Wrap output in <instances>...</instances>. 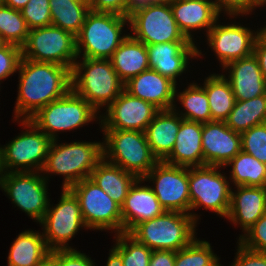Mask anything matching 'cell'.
<instances>
[{"label":"cell","mask_w":266,"mask_h":266,"mask_svg":"<svg viewBox=\"0 0 266 266\" xmlns=\"http://www.w3.org/2000/svg\"><path fill=\"white\" fill-rule=\"evenodd\" d=\"M19 86L14 118L27 120L71 90V70L55 63L20 59Z\"/></svg>","instance_id":"1"},{"label":"cell","mask_w":266,"mask_h":266,"mask_svg":"<svg viewBox=\"0 0 266 266\" xmlns=\"http://www.w3.org/2000/svg\"><path fill=\"white\" fill-rule=\"evenodd\" d=\"M71 69V90L97 111L106 108L122 93L124 83L110 59L82 58ZM84 71V72H83Z\"/></svg>","instance_id":"2"},{"label":"cell","mask_w":266,"mask_h":266,"mask_svg":"<svg viewBox=\"0 0 266 266\" xmlns=\"http://www.w3.org/2000/svg\"><path fill=\"white\" fill-rule=\"evenodd\" d=\"M57 143V139L52 141L41 172L63 175L64 189L89 178L103 159V142Z\"/></svg>","instance_id":"3"},{"label":"cell","mask_w":266,"mask_h":266,"mask_svg":"<svg viewBox=\"0 0 266 266\" xmlns=\"http://www.w3.org/2000/svg\"><path fill=\"white\" fill-rule=\"evenodd\" d=\"M196 224L190 214L165 211L161 216L136 225L129 234L151 250L177 252L196 238Z\"/></svg>","instance_id":"4"},{"label":"cell","mask_w":266,"mask_h":266,"mask_svg":"<svg viewBox=\"0 0 266 266\" xmlns=\"http://www.w3.org/2000/svg\"><path fill=\"white\" fill-rule=\"evenodd\" d=\"M127 22V16L90 10L76 36L77 57L83 55V58L110 59L128 35L121 36Z\"/></svg>","instance_id":"5"},{"label":"cell","mask_w":266,"mask_h":266,"mask_svg":"<svg viewBox=\"0 0 266 266\" xmlns=\"http://www.w3.org/2000/svg\"><path fill=\"white\" fill-rule=\"evenodd\" d=\"M102 131L103 158L137 178H143L159 162L151 151L145 132L118 129Z\"/></svg>","instance_id":"6"},{"label":"cell","mask_w":266,"mask_h":266,"mask_svg":"<svg viewBox=\"0 0 266 266\" xmlns=\"http://www.w3.org/2000/svg\"><path fill=\"white\" fill-rule=\"evenodd\" d=\"M20 122L24 128L27 127L26 130L6 146L0 147L2 173L39 171L41 173L53 140L30 120L21 119Z\"/></svg>","instance_id":"7"},{"label":"cell","mask_w":266,"mask_h":266,"mask_svg":"<svg viewBox=\"0 0 266 266\" xmlns=\"http://www.w3.org/2000/svg\"><path fill=\"white\" fill-rule=\"evenodd\" d=\"M91 104L70 90L64 97L50 102L39 109L30 120L38 129L52 140L57 139V132L70 131L83 127L99 117Z\"/></svg>","instance_id":"8"},{"label":"cell","mask_w":266,"mask_h":266,"mask_svg":"<svg viewBox=\"0 0 266 266\" xmlns=\"http://www.w3.org/2000/svg\"><path fill=\"white\" fill-rule=\"evenodd\" d=\"M22 58L55 63L72 69L77 60L76 37L60 27L49 25L29 30L21 47Z\"/></svg>","instance_id":"9"},{"label":"cell","mask_w":266,"mask_h":266,"mask_svg":"<svg viewBox=\"0 0 266 266\" xmlns=\"http://www.w3.org/2000/svg\"><path fill=\"white\" fill-rule=\"evenodd\" d=\"M131 35L145 45L164 42H190L173 15L170 3L147 4L132 11L129 16Z\"/></svg>","instance_id":"10"},{"label":"cell","mask_w":266,"mask_h":266,"mask_svg":"<svg viewBox=\"0 0 266 266\" xmlns=\"http://www.w3.org/2000/svg\"><path fill=\"white\" fill-rule=\"evenodd\" d=\"M69 189L79 201L87 229L123 232L121 207L94 181L85 178Z\"/></svg>","instance_id":"11"},{"label":"cell","mask_w":266,"mask_h":266,"mask_svg":"<svg viewBox=\"0 0 266 266\" xmlns=\"http://www.w3.org/2000/svg\"><path fill=\"white\" fill-rule=\"evenodd\" d=\"M47 247L52 250L72 249L68 241L80 230L86 228L77 197L69 189H62L60 201L51 207L50 203L43 219L39 222Z\"/></svg>","instance_id":"12"},{"label":"cell","mask_w":266,"mask_h":266,"mask_svg":"<svg viewBox=\"0 0 266 266\" xmlns=\"http://www.w3.org/2000/svg\"><path fill=\"white\" fill-rule=\"evenodd\" d=\"M220 166H201L188 168V183L191 210L203 206L226 218L231 197L230 182L223 175Z\"/></svg>","instance_id":"13"},{"label":"cell","mask_w":266,"mask_h":266,"mask_svg":"<svg viewBox=\"0 0 266 266\" xmlns=\"http://www.w3.org/2000/svg\"><path fill=\"white\" fill-rule=\"evenodd\" d=\"M39 172L2 173L0 188L27 215L40 222L49 206L47 183L49 176ZM48 177V178H47ZM49 199V200H48Z\"/></svg>","instance_id":"14"},{"label":"cell","mask_w":266,"mask_h":266,"mask_svg":"<svg viewBox=\"0 0 266 266\" xmlns=\"http://www.w3.org/2000/svg\"><path fill=\"white\" fill-rule=\"evenodd\" d=\"M153 181L151 187L160 205L166 211H178L190 214L197 222L199 218L191 213V201L188 183V167L170 165L159 161L144 177L143 182Z\"/></svg>","instance_id":"15"},{"label":"cell","mask_w":266,"mask_h":266,"mask_svg":"<svg viewBox=\"0 0 266 266\" xmlns=\"http://www.w3.org/2000/svg\"><path fill=\"white\" fill-rule=\"evenodd\" d=\"M106 110V115L99 117L102 129L142 132H145L149 123L160 111L153 104L132 96L125 89Z\"/></svg>","instance_id":"16"},{"label":"cell","mask_w":266,"mask_h":266,"mask_svg":"<svg viewBox=\"0 0 266 266\" xmlns=\"http://www.w3.org/2000/svg\"><path fill=\"white\" fill-rule=\"evenodd\" d=\"M206 34L209 46L223 67L253 54L257 40V31L253 33L250 28L236 24L220 25L217 21Z\"/></svg>","instance_id":"17"},{"label":"cell","mask_w":266,"mask_h":266,"mask_svg":"<svg viewBox=\"0 0 266 266\" xmlns=\"http://www.w3.org/2000/svg\"><path fill=\"white\" fill-rule=\"evenodd\" d=\"M204 166L225 167L241 150V135L229 128L225 121L202 124Z\"/></svg>","instance_id":"18"},{"label":"cell","mask_w":266,"mask_h":266,"mask_svg":"<svg viewBox=\"0 0 266 266\" xmlns=\"http://www.w3.org/2000/svg\"><path fill=\"white\" fill-rule=\"evenodd\" d=\"M146 49L149 69L156 70L175 84L176 78L186 70L189 58L202 55L194 42H164L146 45Z\"/></svg>","instance_id":"19"},{"label":"cell","mask_w":266,"mask_h":266,"mask_svg":"<svg viewBox=\"0 0 266 266\" xmlns=\"http://www.w3.org/2000/svg\"><path fill=\"white\" fill-rule=\"evenodd\" d=\"M177 84L153 69L141 72L124 84L132 96L153 104L159 110L176 108L175 89Z\"/></svg>","instance_id":"20"},{"label":"cell","mask_w":266,"mask_h":266,"mask_svg":"<svg viewBox=\"0 0 266 266\" xmlns=\"http://www.w3.org/2000/svg\"><path fill=\"white\" fill-rule=\"evenodd\" d=\"M142 181L143 178L136 179L121 206L123 232L129 233L141 222L161 216L166 211L151 186H142Z\"/></svg>","instance_id":"21"},{"label":"cell","mask_w":266,"mask_h":266,"mask_svg":"<svg viewBox=\"0 0 266 266\" xmlns=\"http://www.w3.org/2000/svg\"><path fill=\"white\" fill-rule=\"evenodd\" d=\"M228 82L237 101H245L266 93V83L254 54L228 63Z\"/></svg>","instance_id":"22"},{"label":"cell","mask_w":266,"mask_h":266,"mask_svg":"<svg viewBox=\"0 0 266 266\" xmlns=\"http://www.w3.org/2000/svg\"><path fill=\"white\" fill-rule=\"evenodd\" d=\"M231 190L227 219L239 224L244 234L266 213V187L236 186Z\"/></svg>","instance_id":"23"},{"label":"cell","mask_w":266,"mask_h":266,"mask_svg":"<svg viewBox=\"0 0 266 266\" xmlns=\"http://www.w3.org/2000/svg\"><path fill=\"white\" fill-rule=\"evenodd\" d=\"M170 5L179 29L190 42H195L192 30L208 33L220 17L212 0H172Z\"/></svg>","instance_id":"24"},{"label":"cell","mask_w":266,"mask_h":266,"mask_svg":"<svg viewBox=\"0 0 266 266\" xmlns=\"http://www.w3.org/2000/svg\"><path fill=\"white\" fill-rule=\"evenodd\" d=\"M182 167L204 166L202 123L182 120L171 153L163 160Z\"/></svg>","instance_id":"25"},{"label":"cell","mask_w":266,"mask_h":266,"mask_svg":"<svg viewBox=\"0 0 266 266\" xmlns=\"http://www.w3.org/2000/svg\"><path fill=\"white\" fill-rule=\"evenodd\" d=\"M183 118L173 107L160 110L145 130L147 142L158 161H163L172 151Z\"/></svg>","instance_id":"26"},{"label":"cell","mask_w":266,"mask_h":266,"mask_svg":"<svg viewBox=\"0 0 266 266\" xmlns=\"http://www.w3.org/2000/svg\"><path fill=\"white\" fill-rule=\"evenodd\" d=\"M120 80L125 84L131 78L149 69L146 45L128 34L110 58Z\"/></svg>","instance_id":"27"},{"label":"cell","mask_w":266,"mask_h":266,"mask_svg":"<svg viewBox=\"0 0 266 266\" xmlns=\"http://www.w3.org/2000/svg\"><path fill=\"white\" fill-rule=\"evenodd\" d=\"M51 250L41 233L21 232L11 245L8 266H42L50 258Z\"/></svg>","instance_id":"28"},{"label":"cell","mask_w":266,"mask_h":266,"mask_svg":"<svg viewBox=\"0 0 266 266\" xmlns=\"http://www.w3.org/2000/svg\"><path fill=\"white\" fill-rule=\"evenodd\" d=\"M120 207L137 177L104 158L98 163L89 177Z\"/></svg>","instance_id":"29"},{"label":"cell","mask_w":266,"mask_h":266,"mask_svg":"<svg viewBox=\"0 0 266 266\" xmlns=\"http://www.w3.org/2000/svg\"><path fill=\"white\" fill-rule=\"evenodd\" d=\"M211 74L204 81L212 121H225L233 109L236 99L227 77Z\"/></svg>","instance_id":"30"},{"label":"cell","mask_w":266,"mask_h":266,"mask_svg":"<svg viewBox=\"0 0 266 266\" xmlns=\"http://www.w3.org/2000/svg\"><path fill=\"white\" fill-rule=\"evenodd\" d=\"M51 25L72 33H80L87 13L90 11L85 0H49Z\"/></svg>","instance_id":"31"},{"label":"cell","mask_w":266,"mask_h":266,"mask_svg":"<svg viewBox=\"0 0 266 266\" xmlns=\"http://www.w3.org/2000/svg\"><path fill=\"white\" fill-rule=\"evenodd\" d=\"M225 123L239 134L266 123V93L245 101L236 100Z\"/></svg>","instance_id":"32"},{"label":"cell","mask_w":266,"mask_h":266,"mask_svg":"<svg viewBox=\"0 0 266 266\" xmlns=\"http://www.w3.org/2000/svg\"><path fill=\"white\" fill-rule=\"evenodd\" d=\"M232 165L230 178L235 186L266 187V164L241 150L227 166Z\"/></svg>","instance_id":"33"},{"label":"cell","mask_w":266,"mask_h":266,"mask_svg":"<svg viewBox=\"0 0 266 266\" xmlns=\"http://www.w3.org/2000/svg\"><path fill=\"white\" fill-rule=\"evenodd\" d=\"M175 89V97L181 102L185 108V113L181 112V117L184 120L194 121L199 123H207L212 121L206 91L198 84L190 83L183 92L177 93Z\"/></svg>","instance_id":"34"},{"label":"cell","mask_w":266,"mask_h":266,"mask_svg":"<svg viewBox=\"0 0 266 266\" xmlns=\"http://www.w3.org/2000/svg\"><path fill=\"white\" fill-rule=\"evenodd\" d=\"M29 30L21 10L0 5V36L6 43L22 47L27 41Z\"/></svg>","instance_id":"35"},{"label":"cell","mask_w":266,"mask_h":266,"mask_svg":"<svg viewBox=\"0 0 266 266\" xmlns=\"http://www.w3.org/2000/svg\"><path fill=\"white\" fill-rule=\"evenodd\" d=\"M218 262L210 243L195 238L188 246L175 252L174 266H215Z\"/></svg>","instance_id":"36"},{"label":"cell","mask_w":266,"mask_h":266,"mask_svg":"<svg viewBox=\"0 0 266 266\" xmlns=\"http://www.w3.org/2000/svg\"><path fill=\"white\" fill-rule=\"evenodd\" d=\"M113 248L121 255L124 266H149L152 250L127 232L115 234Z\"/></svg>","instance_id":"37"},{"label":"cell","mask_w":266,"mask_h":266,"mask_svg":"<svg viewBox=\"0 0 266 266\" xmlns=\"http://www.w3.org/2000/svg\"><path fill=\"white\" fill-rule=\"evenodd\" d=\"M240 135L242 150L266 164V123L253 126Z\"/></svg>","instance_id":"38"},{"label":"cell","mask_w":266,"mask_h":266,"mask_svg":"<svg viewBox=\"0 0 266 266\" xmlns=\"http://www.w3.org/2000/svg\"><path fill=\"white\" fill-rule=\"evenodd\" d=\"M21 13L29 29L51 25L49 0H29Z\"/></svg>","instance_id":"39"},{"label":"cell","mask_w":266,"mask_h":266,"mask_svg":"<svg viewBox=\"0 0 266 266\" xmlns=\"http://www.w3.org/2000/svg\"><path fill=\"white\" fill-rule=\"evenodd\" d=\"M238 241L249 250L266 253V213Z\"/></svg>","instance_id":"40"},{"label":"cell","mask_w":266,"mask_h":266,"mask_svg":"<svg viewBox=\"0 0 266 266\" xmlns=\"http://www.w3.org/2000/svg\"><path fill=\"white\" fill-rule=\"evenodd\" d=\"M49 260L55 266H95L89 256L73 248L52 250Z\"/></svg>","instance_id":"41"},{"label":"cell","mask_w":266,"mask_h":266,"mask_svg":"<svg viewBox=\"0 0 266 266\" xmlns=\"http://www.w3.org/2000/svg\"><path fill=\"white\" fill-rule=\"evenodd\" d=\"M21 57L20 46L6 43L0 48V81L17 72Z\"/></svg>","instance_id":"42"},{"label":"cell","mask_w":266,"mask_h":266,"mask_svg":"<svg viewBox=\"0 0 266 266\" xmlns=\"http://www.w3.org/2000/svg\"><path fill=\"white\" fill-rule=\"evenodd\" d=\"M212 2L219 13L225 11L231 17L240 16V14L241 16L247 15L257 7L251 0H215Z\"/></svg>","instance_id":"43"},{"label":"cell","mask_w":266,"mask_h":266,"mask_svg":"<svg viewBox=\"0 0 266 266\" xmlns=\"http://www.w3.org/2000/svg\"><path fill=\"white\" fill-rule=\"evenodd\" d=\"M232 266H266V253L249 250L238 242L236 257Z\"/></svg>","instance_id":"44"},{"label":"cell","mask_w":266,"mask_h":266,"mask_svg":"<svg viewBox=\"0 0 266 266\" xmlns=\"http://www.w3.org/2000/svg\"><path fill=\"white\" fill-rule=\"evenodd\" d=\"M89 9L110 12L128 17V0H88Z\"/></svg>","instance_id":"45"},{"label":"cell","mask_w":266,"mask_h":266,"mask_svg":"<svg viewBox=\"0 0 266 266\" xmlns=\"http://www.w3.org/2000/svg\"><path fill=\"white\" fill-rule=\"evenodd\" d=\"M175 252L166 250H152L149 266H174Z\"/></svg>","instance_id":"46"},{"label":"cell","mask_w":266,"mask_h":266,"mask_svg":"<svg viewBox=\"0 0 266 266\" xmlns=\"http://www.w3.org/2000/svg\"><path fill=\"white\" fill-rule=\"evenodd\" d=\"M253 54L258 61L266 83V46H264L258 39L255 41Z\"/></svg>","instance_id":"47"},{"label":"cell","mask_w":266,"mask_h":266,"mask_svg":"<svg viewBox=\"0 0 266 266\" xmlns=\"http://www.w3.org/2000/svg\"><path fill=\"white\" fill-rule=\"evenodd\" d=\"M172 0H128V16L137 8L143 7L147 4H167Z\"/></svg>","instance_id":"48"},{"label":"cell","mask_w":266,"mask_h":266,"mask_svg":"<svg viewBox=\"0 0 266 266\" xmlns=\"http://www.w3.org/2000/svg\"><path fill=\"white\" fill-rule=\"evenodd\" d=\"M106 266H124L121 255L114 249H110Z\"/></svg>","instance_id":"49"},{"label":"cell","mask_w":266,"mask_h":266,"mask_svg":"<svg viewBox=\"0 0 266 266\" xmlns=\"http://www.w3.org/2000/svg\"><path fill=\"white\" fill-rule=\"evenodd\" d=\"M29 0H3V4L16 10H21Z\"/></svg>","instance_id":"50"},{"label":"cell","mask_w":266,"mask_h":266,"mask_svg":"<svg viewBox=\"0 0 266 266\" xmlns=\"http://www.w3.org/2000/svg\"><path fill=\"white\" fill-rule=\"evenodd\" d=\"M257 39L266 46V26L264 28H261L260 30H257Z\"/></svg>","instance_id":"51"},{"label":"cell","mask_w":266,"mask_h":266,"mask_svg":"<svg viewBox=\"0 0 266 266\" xmlns=\"http://www.w3.org/2000/svg\"><path fill=\"white\" fill-rule=\"evenodd\" d=\"M256 6L266 5V0H251Z\"/></svg>","instance_id":"52"},{"label":"cell","mask_w":266,"mask_h":266,"mask_svg":"<svg viewBox=\"0 0 266 266\" xmlns=\"http://www.w3.org/2000/svg\"><path fill=\"white\" fill-rule=\"evenodd\" d=\"M42 266H55V265L50 260H48Z\"/></svg>","instance_id":"53"},{"label":"cell","mask_w":266,"mask_h":266,"mask_svg":"<svg viewBox=\"0 0 266 266\" xmlns=\"http://www.w3.org/2000/svg\"><path fill=\"white\" fill-rule=\"evenodd\" d=\"M5 44H6V42L0 36V48H2Z\"/></svg>","instance_id":"54"},{"label":"cell","mask_w":266,"mask_h":266,"mask_svg":"<svg viewBox=\"0 0 266 266\" xmlns=\"http://www.w3.org/2000/svg\"><path fill=\"white\" fill-rule=\"evenodd\" d=\"M1 176H2V170H1V166H0V180H1Z\"/></svg>","instance_id":"55"},{"label":"cell","mask_w":266,"mask_h":266,"mask_svg":"<svg viewBox=\"0 0 266 266\" xmlns=\"http://www.w3.org/2000/svg\"><path fill=\"white\" fill-rule=\"evenodd\" d=\"M215 266H223V265H221V264L218 262Z\"/></svg>","instance_id":"56"}]
</instances>
